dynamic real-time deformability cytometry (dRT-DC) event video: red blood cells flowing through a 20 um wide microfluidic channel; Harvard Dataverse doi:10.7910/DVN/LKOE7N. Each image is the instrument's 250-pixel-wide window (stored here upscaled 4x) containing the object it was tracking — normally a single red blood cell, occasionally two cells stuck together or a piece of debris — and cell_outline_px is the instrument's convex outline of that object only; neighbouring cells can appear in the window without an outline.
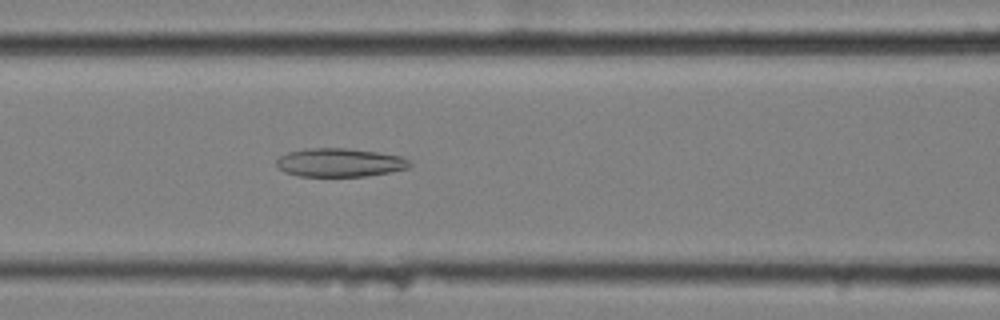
{"species": "common noctule bat (a hibernating species)", "species_latin": "Nyctalus noctula", "temperature_condition": "cold", "stored_images_in_passage": 58, "camera_frame_rate_fps": 3000, "um_per_image_px": 0.085, "animal": {"sex": "female", "body_mass_g": 25.1}, "frame": {"image": 1, "passage_image": 25, "time_ms": 8.0, "image_size_px": [1000, 320], "cell_outline_px": [[412, 164], [408, 168], [368, 176], [300, 176], [284, 172], [276, 164], [276, 160], [280, 156], [288, 152], [308, 148], [348, 148], [376, 152], [400, 156], [408, 160]], "centroid_in_image_um": [28.86, 13.81], "position_along_channel_um": 137.7, "area_um2": 22.02}}
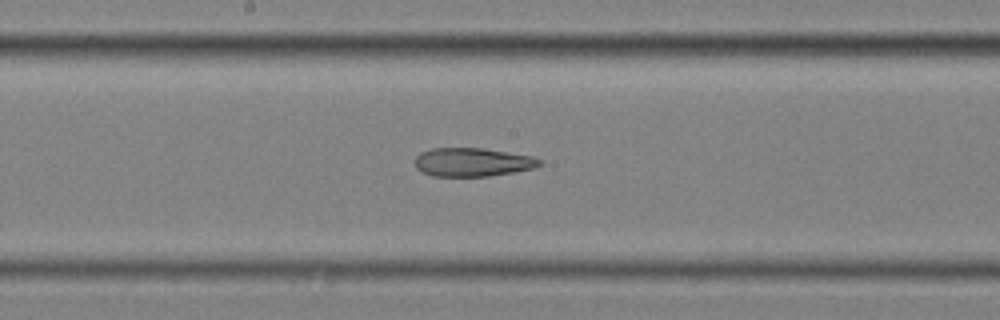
{"frame": {"image": 2, "passage_image": 31, "time_ms": 10.0, "image_size_px": [1000, 320], "cell_outline_px": [[544, 164], [536, 168], [488, 176], [432, 176], [416, 168], [416, 156], [420, 152], [432, 148], [484, 148], [532, 156], [540, 160]], "centroid_in_image_um": [40.18, 13.78], "position_along_channel_um": 208.0, "area_um2": 20.75}}
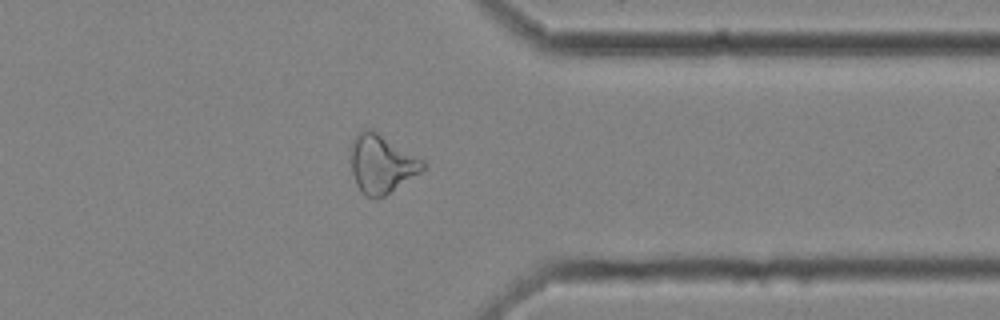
{"frame": {"image": 3, "passage_image": 46, "time_ms": 15.0, "image_size_px": [1000, 320], "cell_outline_px": [[424, 168], [420, 172], [384, 196], [376, 200], [368, 196], [356, 184], [352, 172], [352, 140], [364, 128], [372, 128], [424, 160]], "centroid_in_image_um": [32.44, 13.91], "position_along_channel_um": 379.0, "area_um2": 24.16}, "authors_computed_cell_mechanics": {"area_um2": 25.9811, "velocity_mm_per_s": 3.5254, "shape_relaxation_time_tau1_ms": null, "shape_relaxation_time_tau2_ms": 5.0583, "deformation_change_tau1": null, "deformation_change_tau2": 0.1597}}